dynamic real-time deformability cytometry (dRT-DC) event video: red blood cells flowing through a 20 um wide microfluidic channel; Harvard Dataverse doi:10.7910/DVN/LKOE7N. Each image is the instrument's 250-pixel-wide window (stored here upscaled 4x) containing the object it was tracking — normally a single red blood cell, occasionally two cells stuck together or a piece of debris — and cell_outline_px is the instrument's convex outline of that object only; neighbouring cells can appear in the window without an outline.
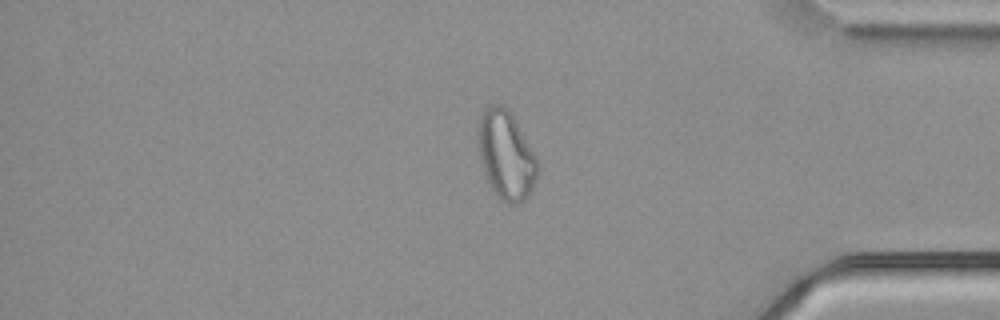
{"species": "common noctule bat (a hibernating species)", "species_latin": "Nyctalus noctula", "temperature_condition": "cold", "stored_images_in_passage": 51, "camera_frame_rate_fps": 3000, "um_per_image_px": 0.085, "animal": {"sex": "male", "body_mass_g": 21.5, "forearm_length_mm": 52.0}, "frame": {"image": 1, "passage_image": 44, "time_ms": 14.333, "image_size_px": [1000, 320], "cell_outline_px": [[536, 180], [528, 196], [524, 200], [516, 204], [508, 204], [500, 200], [492, 188], [484, 172], [480, 160], [480, 120], [484, 108], [492, 104], [504, 104], [508, 108], [536, 156]], "centroid_in_image_um": [43.03, 13.19], "position_along_channel_um": 392.2, "area_um2": 29.94}}